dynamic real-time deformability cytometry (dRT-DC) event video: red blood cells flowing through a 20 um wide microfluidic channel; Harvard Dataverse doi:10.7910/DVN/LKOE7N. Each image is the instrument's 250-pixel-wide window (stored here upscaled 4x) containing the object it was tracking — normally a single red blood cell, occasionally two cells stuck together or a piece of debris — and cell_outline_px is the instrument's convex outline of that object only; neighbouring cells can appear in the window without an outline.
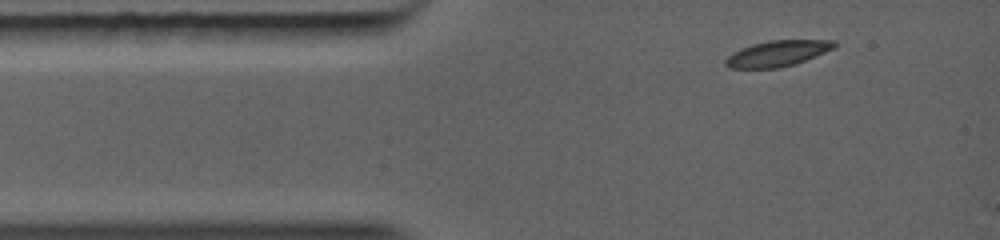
{"species": "common noctule bat (a hibernating species)", "species_latin": "Nyctalus noctula", "temperature_condition": "warm", "stored_images_in_passage": 4, "camera_frame_rate_fps": 5000, "um_per_image_px": 0.085, "animal": {"sex": "female", "body_mass_g": 19.0, "forearm_length_mm": 56.7}, "frame": {"image": 1, "passage_image": 1, "time_ms": 0.0, "image_size_px": [1000, 240], "cell_outline_px": [[836, 44], [832, 48], [824, 52], [804, 60], [792, 64], [776, 68], [728, 68], [724, 64], [724, 60], [732, 52], [740, 48], [752, 44], [768, 40], [836, 40]], "centroid_in_image_um": [66.0, 4.53], "position_along_channel_um": 19.0, "area_um2": 16.18}}
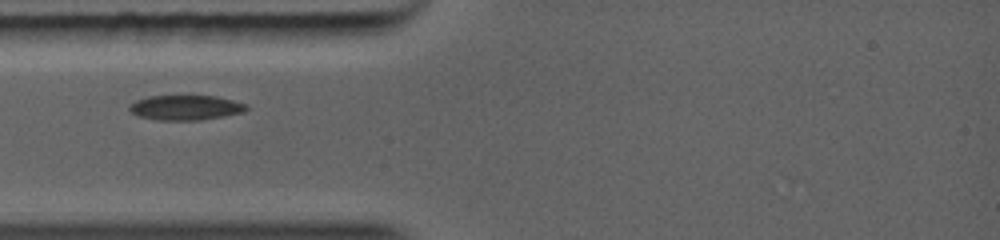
{"frame": {"image": 2, "passage_image": 3, "time_ms": 1.8, "image_size_px": [1000, 240], "cell_outline_px": [[248, 108], [244, 112], [224, 116], [200, 120], [156, 120], [140, 116], [132, 112], [128, 108], [128, 104], [136, 100], [148, 96], [216, 96], [232, 100], [244, 104]], "centroid_in_image_um": [15.74, 9.15], "position_along_channel_um": 69.3, "area_um2": 16.88}}
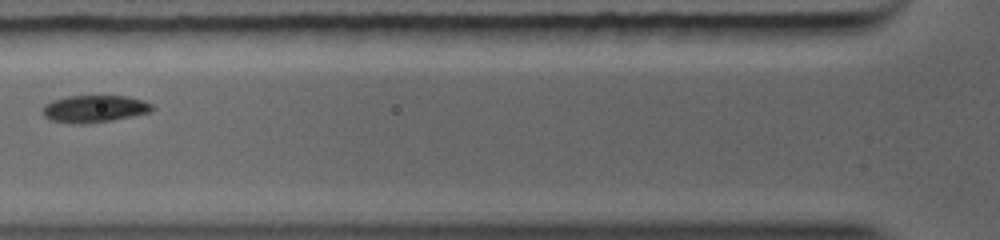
{"frame": {"image": 3, "passage_image": 4, "time_ms": 2.8, "image_size_px": [1000, 240], "cell_outline_px": [[156, 108], [148, 112], [112, 120], [80, 124], [52, 120], [44, 116], [44, 104], [68, 96], [128, 96], [144, 100], [152, 104]], "centroid_in_image_um": [8.07, 9.23], "position_along_channel_um": 117.7, "area_um2": 16.99}}